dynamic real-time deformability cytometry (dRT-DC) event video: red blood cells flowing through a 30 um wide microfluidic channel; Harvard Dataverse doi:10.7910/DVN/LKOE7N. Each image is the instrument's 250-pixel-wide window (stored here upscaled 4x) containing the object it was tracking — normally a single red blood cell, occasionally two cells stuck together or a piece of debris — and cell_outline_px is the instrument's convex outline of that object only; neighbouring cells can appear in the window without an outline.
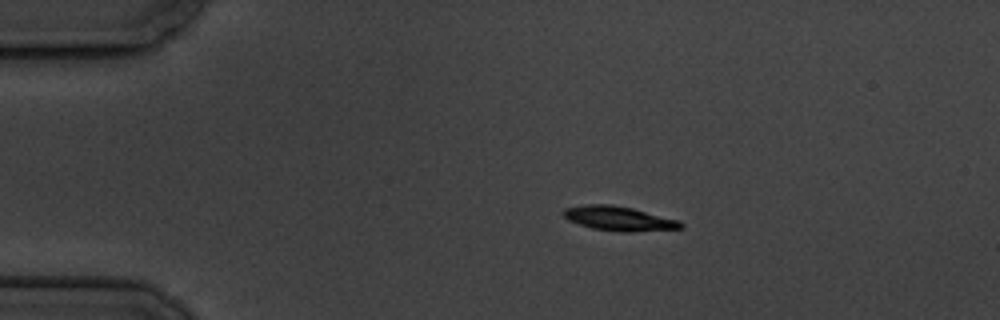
{"species": "common noctule bat (a hibernating species)", "species_latin": "Nyctalus noctula", "temperature_condition": "cold", "stored_images_in_passage": 6, "camera_frame_rate_fps": 3000, "um_per_image_px": 0.085, "animal": {"sex": "male", "body_mass_g": 19.5, "forearm_length_mm": 54.6}, "frame": {"image": 1, "passage_image": 3, "time_ms": 2.333, "image_size_px": [1000, 320], "cell_outline_px": [[684, 228], [632, 232], [620, 232], [592, 228], [568, 220], [560, 212], [564, 208], [588, 204], [612, 204], [632, 208], [680, 220], [684, 224]], "centroid_in_image_um": [52.62, 18.57], "position_along_channel_um": 32.4, "area_um2": 16.82}}
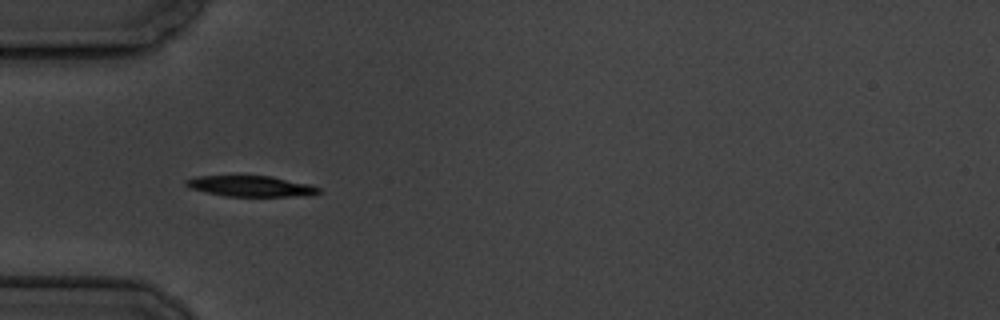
{"frame": {"image": 2, "passage_image": 5, "time_ms": 4.667, "image_size_px": [1000, 320], "cell_outline_px": [[320, 192], [312, 196], [224, 196], [188, 188], [184, 184], [184, 180], [200, 176], [268, 176], [312, 184], [320, 188]], "centroid_in_image_um": [21.34, 15.83], "position_along_channel_um": 63.7, "area_um2": 16.13}}